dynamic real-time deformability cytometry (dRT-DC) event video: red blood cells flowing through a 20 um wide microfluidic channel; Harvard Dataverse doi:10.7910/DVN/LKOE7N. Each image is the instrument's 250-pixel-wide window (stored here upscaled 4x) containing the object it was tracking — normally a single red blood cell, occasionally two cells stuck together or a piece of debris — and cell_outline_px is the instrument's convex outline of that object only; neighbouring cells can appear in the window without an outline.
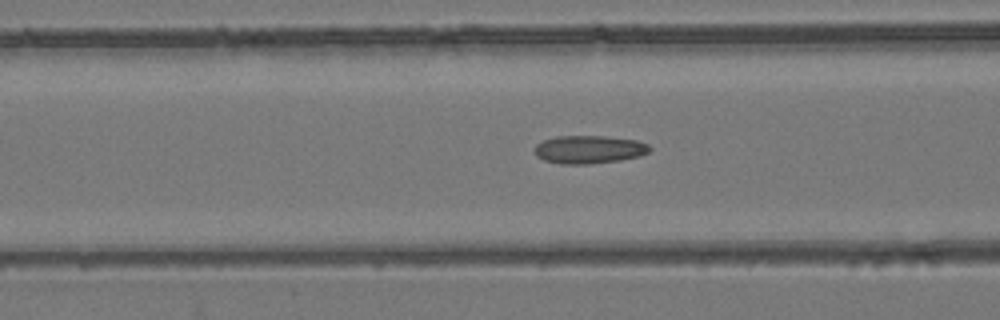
{"species": "common noctule bat (a hibernating species)", "species_latin": "Nyctalus noctula", "temperature_condition": "room temperature", "stored_images_in_passage": 54, "camera_frame_rate_fps": 3000, "um_per_image_px": 0.085, "animal": {"sex": "female", "body_mass_g": 24.6, "forearm_length_mm": 56.2}, "frame": {"image": 1, "passage_image": 22, "time_ms": 7.0, "image_size_px": [1000, 320], "cell_outline_px": [[652, 148], [648, 152], [640, 156], [620, 160], [588, 164], [560, 164], [544, 160], [536, 156], [532, 148], [536, 144], [544, 140], [556, 136], [604, 136], [636, 140], [648, 144]], "centroid_in_image_um": [50.04, 12.71], "position_along_channel_um": 116.6, "area_um2": 18.96}}
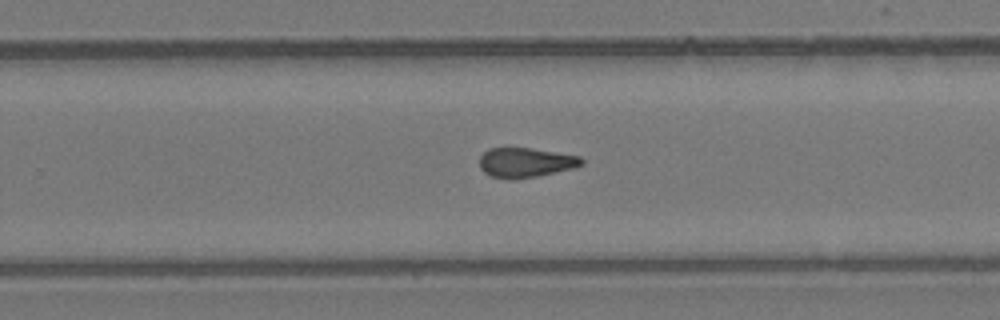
{"frame": {"image": 2, "passage_image": 35, "time_ms": 11.333, "image_size_px": [1000, 320], "cell_outline_px": [[584, 164], [572, 168], [536, 176], [512, 180], [508, 180], [488, 176], [480, 168], [480, 156], [488, 148], [532, 148], [580, 156], [584, 160]], "centroid_in_image_um": [44.64, 13.82], "position_along_channel_um": 285.2, "area_um2": 17.74}}
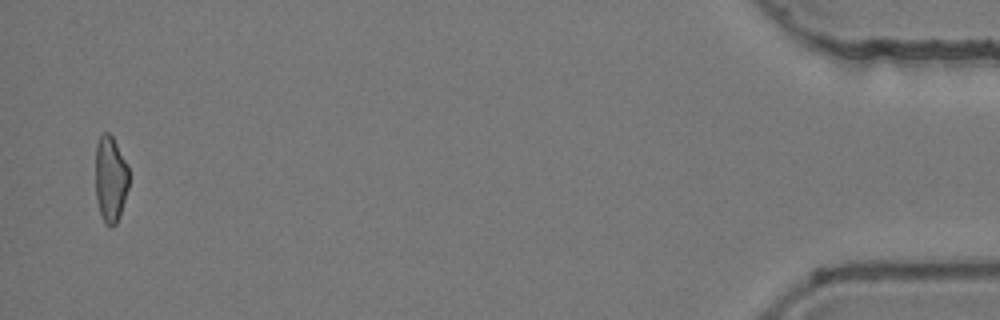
{"frame": {"image": 3, "passage_image": 53, "time_ms": 17.333, "image_size_px": [1000, 320], "cell_outline_px": [[128, 188], [120, 216], [116, 224], [112, 228], [108, 228], [104, 224], [100, 212], [96, 196], [96, 144], [100, 136], [104, 132], [108, 132], [112, 136], [128, 164]], "centroid_in_image_um": [9.4, 15.25], "position_along_channel_um": 425.8, "area_um2": 16.94}, "authors_computed_cell_mechanics": {"area_um2": 18.2359, "velocity_mm_per_s": 3.8891, "shape_relaxation_time_tau1_ms": null, "shape_relaxation_time_tau2_ms": 2.7326, "deformation_change_tau1": null, "deformation_change_tau2": 0.1156}}